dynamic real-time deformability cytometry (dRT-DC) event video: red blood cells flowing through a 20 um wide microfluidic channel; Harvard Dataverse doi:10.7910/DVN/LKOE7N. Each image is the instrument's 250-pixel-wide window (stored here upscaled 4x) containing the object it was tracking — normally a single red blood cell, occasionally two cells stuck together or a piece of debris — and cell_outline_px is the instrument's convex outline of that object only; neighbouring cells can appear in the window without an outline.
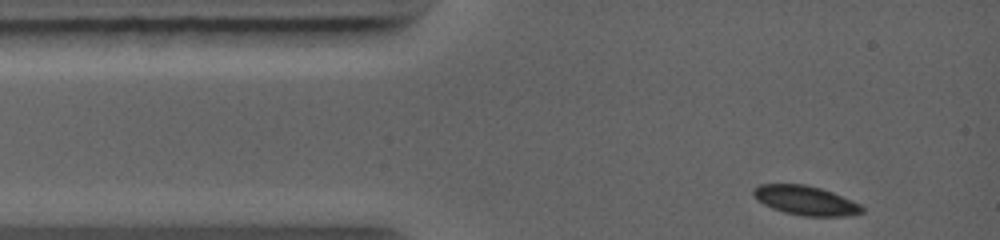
{"species": "common noctule bat (a hibernating species)", "species_latin": "Nyctalus noctula", "temperature_condition": "warm", "stored_images_in_passage": 30, "camera_frame_rate_fps": 5000, "um_per_image_px": 0.085, "animal": {"sex": "female", "body_mass_g": 19.0, "forearm_length_mm": 56.7}, "frame": {"image": 1, "passage_image": 1, "time_ms": 0.0, "image_size_px": [1000, 240], "cell_outline_px": [[864, 212], [852, 216], [804, 216], [784, 212], [772, 208], [756, 200], [752, 192], [752, 188], [760, 184], [804, 184], [820, 188], [832, 192], [852, 200], [860, 204], [864, 208]], "centroid_in_image_um": [68.48, 17.04], "position_along_channel_um": 16.5, "area_um2": 18.67}}
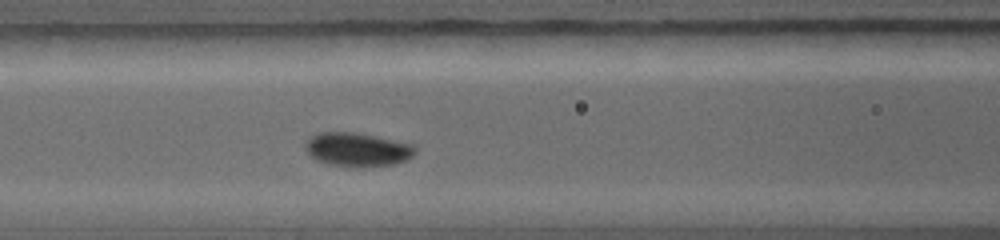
{"frame": {"image": 2, "passage_image": 13, "time_ms": 3.4, "image_size_px": [1000, 240], "cell_outline_px": [[416, 152], [412, 156], [396, 164], [360, 168], [348, 168], [328, 164], [316, 160], [304, 148], [304, 140], [316, 132], [356, 132], [412, 144], [416, 148]], "centroid_in_image_um": [30.32, 12.72], "position_along_channel_um": 136.3, "area_um2": 22.08}}
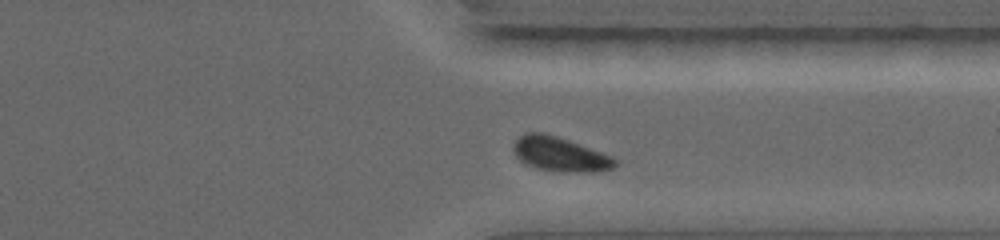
{"frame": {"image": 3, "passage_image": 26, "time_ms": 8.2, "image_size_px": [1000, 240], "cell_outline_px": [[620, 164], [612, 168], [592, 172], [560, 172], [536, 168], [524, 164], [516, 156], [512, 148], [512, 144], [520, 136], [528, 132], [544, 132], [568, 140], [612, 156], [620, 160]], "centroid_in_image_um": [47.6, 13.12], "position_along_channel_um": 363.8, "area_um2": 20.58}}